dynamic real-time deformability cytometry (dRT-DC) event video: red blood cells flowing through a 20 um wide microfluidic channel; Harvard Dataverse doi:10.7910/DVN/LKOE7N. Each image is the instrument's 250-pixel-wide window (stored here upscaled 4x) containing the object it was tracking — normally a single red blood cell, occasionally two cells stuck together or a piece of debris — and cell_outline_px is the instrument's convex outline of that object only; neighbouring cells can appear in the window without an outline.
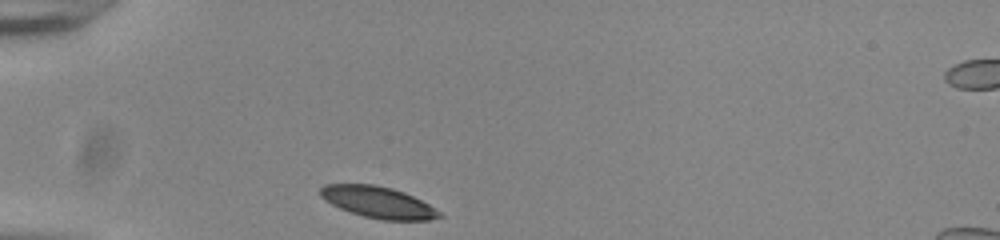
{"species": "common noctule bat (a hibernating species)", "species_latin": "Nyctalus noctula", "temperature_condition": "room temperature", "stored_images_in_passage": 30, "camera_frame_rate_fps": 3000, "um_per_image_px": 0.085, "animal": {"sex": "male", "body_mass_g": 20.0, "forearm_length_mm": 53.3}, "frame": {"image": 1, "passage_image": 1, "time_ms": 0.0, "image_size_px": [1000, 240], "cell_outline_px": [[444, 216], [428, 220], [380, 220], [364, 216], [340, 208], [324, 200], [320, 196], [320, 188], [324, 184], [372, 184], [392, 188], [404, 192], [428, 204], [440, 212]], "centroid_in_image_um": [32.13, 17.19], "position_along_channel_um": 52.9, "area_um2": 21.68}}
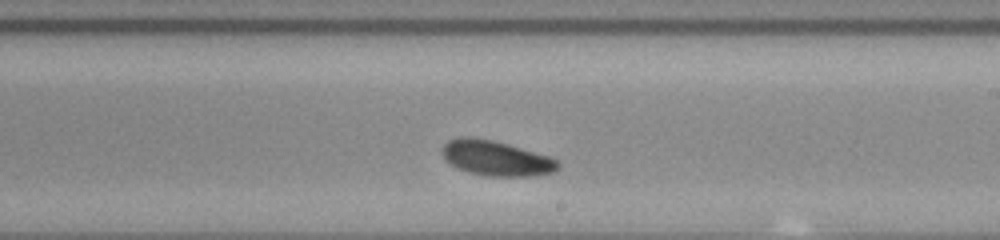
{"frame": {"image": 2, "passage_image": 18, "time_ms": 5.667, "image_size_px": [1000, 240], "cell_outline_px": [[560, 168], [552, 172], [532, 176], [484, 176], [468, 172], [456, 168], [444, 160], [444, 144], [448, 140], [460, 136], [468, 136], [492, 140], [508, 144], [552, 156], [560, 164]], "centroid_in_image_um": [42.18, 13.45], "position_along_channel_um": 246.8, "area_um2": 23.87}}
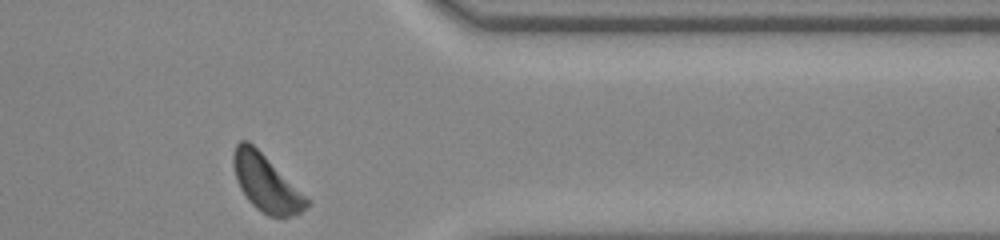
{"frame": {"image": 3, "passage_image": 30, "time_ms": 9.667, "image_size_px": [1000, 240], "cell_outline_px": [[312, 200], [300, 212], [288, 216], [268, 216], [256, 208], [248, 200], [240, 188], [232, 164], [232, 152], [236, 144], [240, 140], [248, 140]], "centroid_in_image_um": [22.61, 15.54], "position_along_channel_um": 388.8, "area_um2": 24.1}, "authors_computed_cell_mechanics": {"area_um2": 23.7269, "velocity_mm_per_s": 3.7795, "shape_relaxation_time_tau1_ms": 2.454, "shape_relaxation_time_tau2_ms": null, "deformation_change_tau1": 0.0835, "deformation_change_tau2": null}}